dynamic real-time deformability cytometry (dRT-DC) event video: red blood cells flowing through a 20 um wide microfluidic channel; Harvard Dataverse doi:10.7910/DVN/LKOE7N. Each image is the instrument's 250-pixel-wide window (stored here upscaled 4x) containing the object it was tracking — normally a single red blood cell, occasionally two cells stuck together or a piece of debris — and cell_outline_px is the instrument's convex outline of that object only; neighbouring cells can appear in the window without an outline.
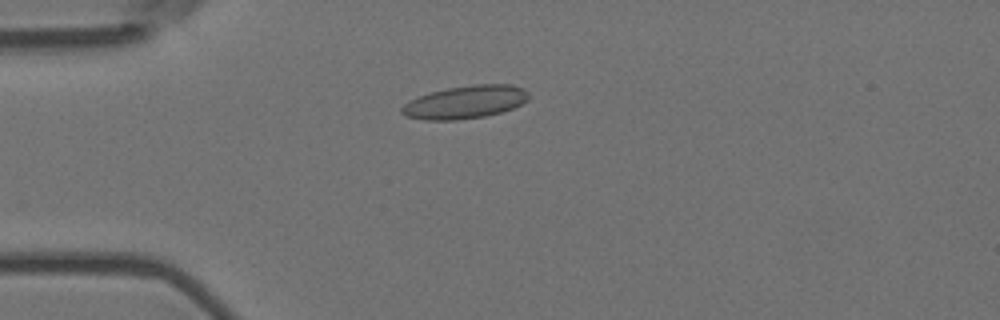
{"species": "Egyptian fruit bat (a non-hibernating species)", "species_latin": "Rousettus aegyptiacus", "temperature_condition": "room temperature", "stored_images_in_passage": 44, "camera_frame_rate_fps": 3000, "um_per_image_px": 0.085, "animal": {"sex": "female"}, "frame": {"image": 1, "passage_image": 3, "time_ms": 0.667, "image_size_px": [1000, 320], "cell_outline_px": [[528, 100], [512, 108], [500, 112], [484, 116], [456, 120], [424, 120], [408, 116], [400, 112], [400, 108], [404, 104], [420, 96], [432, 92], [448, 88], [472, 84], [512, 84], [524, 88], [528, 92]], "centroid_in_image_um": [39.57, 8.67], "position_along_channel_um": 45.4, "area_um2": 24.16}}
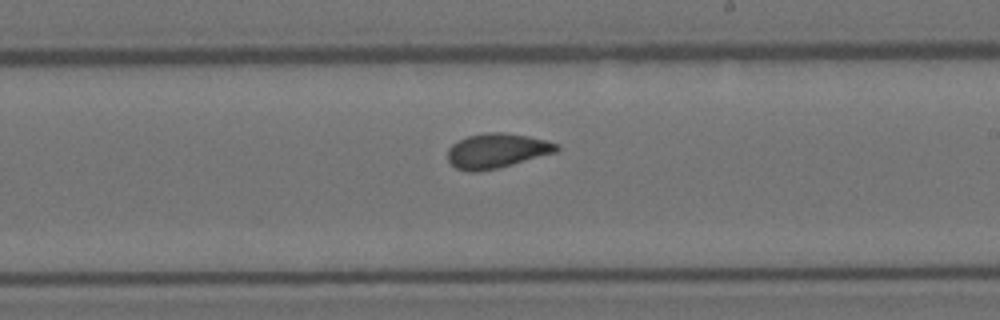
{"frame": {"image": 2, "passage_image": 21, "time_ms": 6.667, "image_size_px": [1000, 320], "cell_outline_px": [[560, 148], [556, 152], [512, 164], [480, 172], [468, 172], [456, 168], [448, 160], [448, 148], [452, 144], [468, 136], [484, 132], [500, 132], [528, 136], [560, 144]], "centroid_in_image_um": [42.21, 12.81], "position_along_channel_um": 246.8, "area_um2": 21.91}}
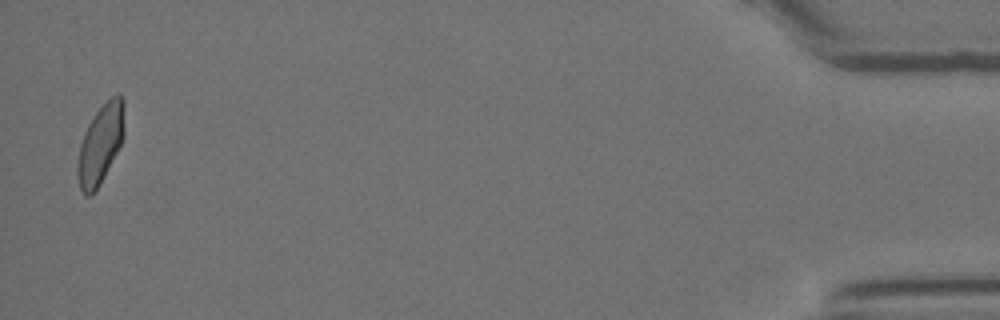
{"frame": {"image": 3, "passage_image": 43, "time_ms": 14.0, "image_size_px": [1000, 320], "cell_outline_px": [[124, 136], [116, 152], [96, 188], [88, 196], [84, 196], [80, 188], [76, 176], [76, 168], [80, 144], [84, 132], [88, 124], [96, 112], [112, 96], [120, 92], [124, 100]], "centroid_in_image_um": [8.52, 12.2], "position_along_channel_um": 426.7, "area_um2": 21.21}, "authors_computed_cell_mechanics": {"area_um2": 21.7328, "velocity_mm_per_s": 3.6615, "shape_relaxation_time_tau1_ms": 5.8081, "shape_relaxation_time_tau2_ms": 1.2985, "deformation_change_tau1": 0.1539, "deformation_change_tau2": 0.0796}}